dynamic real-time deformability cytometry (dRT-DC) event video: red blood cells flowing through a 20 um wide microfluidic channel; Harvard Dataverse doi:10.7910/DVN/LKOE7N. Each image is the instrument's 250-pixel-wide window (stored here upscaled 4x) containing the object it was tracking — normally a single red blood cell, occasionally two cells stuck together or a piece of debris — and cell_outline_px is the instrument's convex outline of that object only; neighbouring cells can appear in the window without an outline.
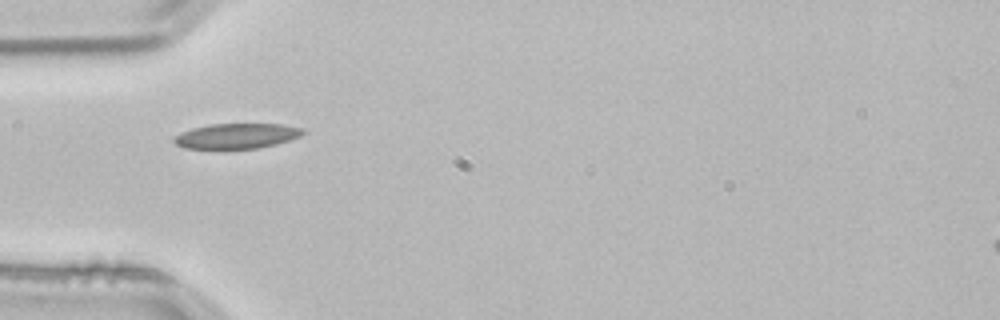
{"species": "common noctule bat (a hibernating species)", "species_latin": "Nyctalus noctula", "temperature_condition": "room temperature", "stored_images_in_passage": 2, "camera_frame_rate_fps": 3000, "um_per_image_px": 0.085, "animal": {"sex": "male", "body_mass_g": 21.5, "forearm_length_mm": 52.0}, "frame": {"image": 1, "passage_image": 2, "time_ms": 0.333, "image_size_px": [1000, 320], "cell_outline_px": [[304, 132], [300, 136], [276, 144], [256, 148], [224, 152], [184, 148], [176, 144], [172, 140], [180, 132], [192, 128], [212, 124], [284, 124], [304, 128]], "centroid_in_image_um": [20.05, 11.6], "position_along_channel_um": 64.9, "area_um2": 19.77}}